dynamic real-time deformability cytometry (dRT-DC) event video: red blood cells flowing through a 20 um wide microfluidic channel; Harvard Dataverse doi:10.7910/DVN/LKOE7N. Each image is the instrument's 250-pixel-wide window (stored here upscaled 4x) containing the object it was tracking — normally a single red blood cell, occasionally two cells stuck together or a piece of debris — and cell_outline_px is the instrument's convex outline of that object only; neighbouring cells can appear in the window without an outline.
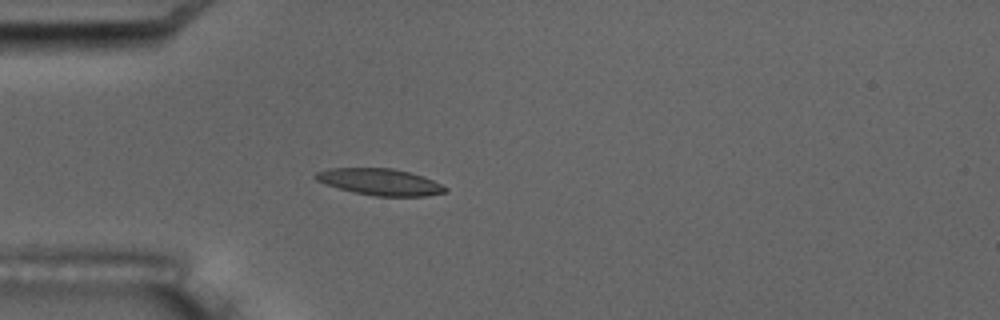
{"species": "common noctule bat (a hibernating species)", "species_latin": "Nyctalus noctula", "temperature_condition": "room temperature", "stored_images_in_passage": 4, "camera_frame_rate_fps": 3000, "um_per_image_px": 0.085, "animal": {"sex": "male", "body_mass_g": 17.5, "forearm_length_mm": 52.3}, "frame": {"image": 1, "passage_image": 4, "time_ms": 4.333, "image_size_px": [1000, 320], "cell_outline_px": [[448, 192], [428, 196], [376, 196], [356, 192], [340, 188], [316, 180], [312, 176], [316, 172], [328, 168], [392, 168], [424, 176], [448, 188]], "centroid_in_image_um": [32.33, 15.46], "position_along_channel_um": 52.7, "area_um2": 19.94}}